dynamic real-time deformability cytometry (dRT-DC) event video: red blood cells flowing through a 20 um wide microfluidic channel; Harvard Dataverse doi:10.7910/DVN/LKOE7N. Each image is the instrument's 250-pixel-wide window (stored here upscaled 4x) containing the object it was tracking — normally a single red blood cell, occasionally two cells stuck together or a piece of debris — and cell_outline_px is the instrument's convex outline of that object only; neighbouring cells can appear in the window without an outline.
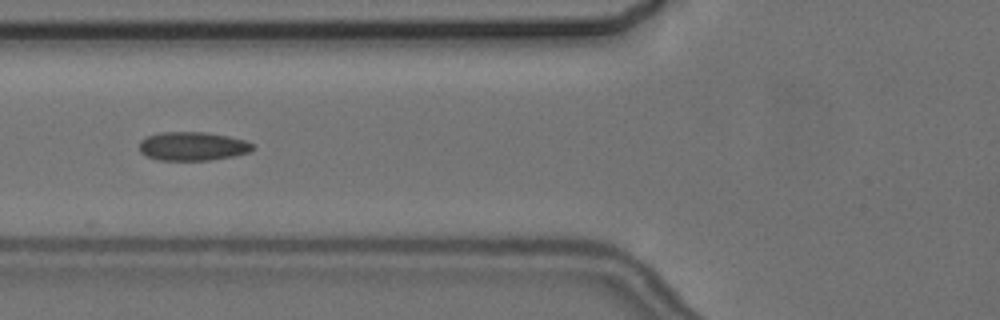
{"species": "common noctule bat (a hibernating species)", "species_latin": "Nyctalus noctula", "temperature_condition": "cold", "stored_images_in_passage": 7, "camera_frame_rate_fps": 3000, "um_per_image_px": 0.085, "animal": {"sex": "female", "body_mass_g": 24.6, "forearm_length_mm": 56.2}, "frame": {"image": 1, "passage_image": 5, "time_ms": 5.667, "image_size_px": [1000, 320], "cell_outline_px": [[256, 148], [248, 152], [232, 156], [208, 160], [160, 160], [148, 156], [140, 152], [140, 140], [148, 136], [160, 132], [208, 132], [228, 136], [244, 140], [252, 144]], "centroid_in_image_um": [16.37, 12.42], "position_along_channel_um": 109.4, "area_um2": 18.84}}
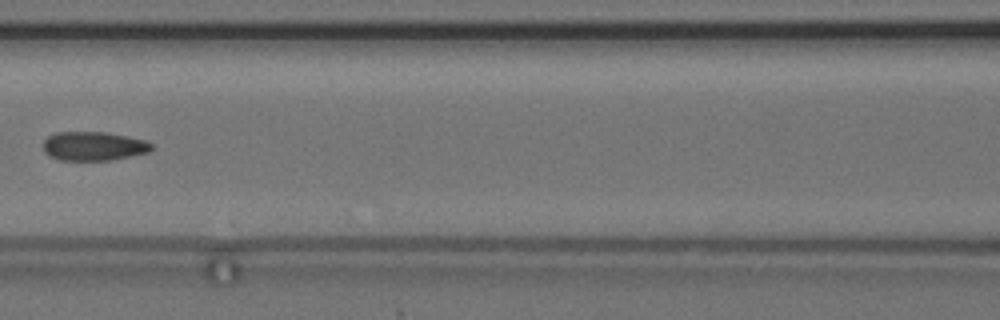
{"frame": {"image": 2, "passage_image": 6, "time_ms": 7.0, "image_size_px": [1000, 320], "cell_outline_px": [[152, 148], [148, 152], [108, 160], [60, 160], [48, 156], [44, 152], [44, 140], [48, 136], [56, 132], [104, 132], [144, 140], [152, 144]], "centroid_in_image_um": [7.89, 12.42], "position_along_channel_um": 158.7, "area_um2": 18.03}}